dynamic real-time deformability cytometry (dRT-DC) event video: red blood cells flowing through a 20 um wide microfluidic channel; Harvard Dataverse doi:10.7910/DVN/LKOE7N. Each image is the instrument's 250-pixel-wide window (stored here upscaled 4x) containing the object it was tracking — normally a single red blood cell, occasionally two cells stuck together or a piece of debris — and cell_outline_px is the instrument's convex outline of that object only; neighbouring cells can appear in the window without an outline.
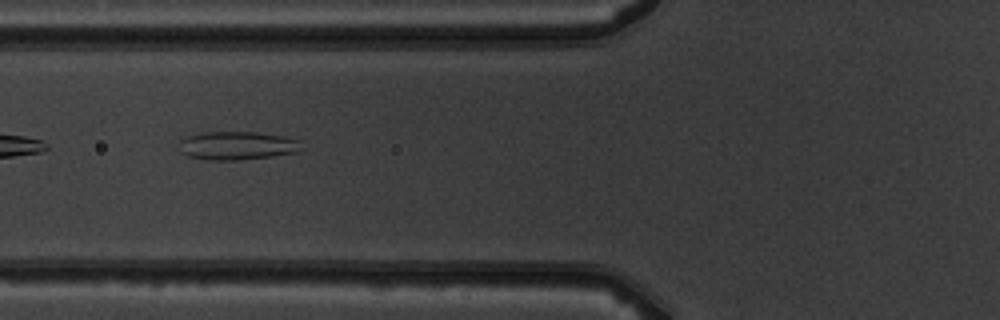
{"species": "common noctule bat (a hibernating species)", "species_latin": "Nyctalus noctula", "temperature_condition": "warm", "stored_images_in_passage": 7, "camera_frame_rate_fps": 3000, "um_per_image_px": 0.085, "animal": {"sex": "male", "body_mass_g": 19.5, "forearm_length_mm": 54.6}, "frame": {"image": 1, "passage_image": 6, "time_ms": 6.667, "image_size_px": [1000, 320], "cell_outline_px": [[300, 140], [296, 152], [272, 156], [236, 160], [208, 160], [188, 156], [180, 152], [176, 144], [184, 136], [200, 132], [256, 132], [284, 136]], "centroid_in_image_um": [20.03, 12.37], "position_along_channel_um": 105.8, "area_um2": 20.35}}